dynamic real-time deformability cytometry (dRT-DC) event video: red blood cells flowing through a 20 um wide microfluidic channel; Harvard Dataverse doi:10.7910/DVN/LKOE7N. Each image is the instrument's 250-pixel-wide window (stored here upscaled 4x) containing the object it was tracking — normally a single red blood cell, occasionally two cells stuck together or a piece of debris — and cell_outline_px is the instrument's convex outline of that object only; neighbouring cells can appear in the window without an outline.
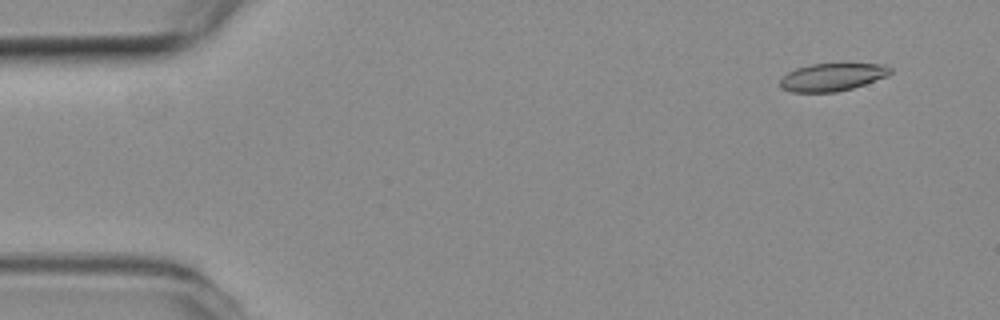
{"species": "common noctule bat (a hibernating species)", "species_latin": "Nyctalus noctula", "temperature_condition": "room temperature", "stored_images_in_passage": 53, "camera_frame_rate_fps": 3000, "um_per_image_px": 0.085, "animal": {"sex": "female", "body_mass_g": 19.3, "forearm_length_mm": 54.1}, "frame": {"image": 1, "passage_image": 4, "time_ms": 1.0, "image_size_px": [1000, 320], "cell_outline_px": [[892, 72], [888, 76], [852, 88], [836, 92], [792, 92], [780, 88], [780, 80], [788, 72], [796, 68], [812, 64], [884, 64], [892, 68]], "centroid_in_image_um": [70.75, 6.55], "position_along_channel_um": 14.3, "area_um2": 17.74}}
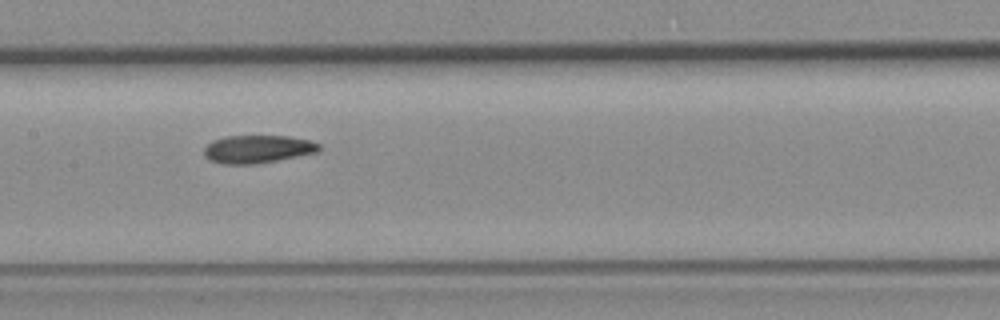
{"frame": {"image": 2, "passage_image": 26, "time_ms": 8.333, "image_size_px": [1000, 320], "cell_outline_px": [[320, 148], [316, 152], [256, 164], [224, 164], [208, 160], [204, 156], [204, 148], [212, 140], [224, 136], [288, 136], [308, 140], [320, 144]], "centroid_in_image_um": [21.83, 12.67], "position_along_channel_um": 185.6, "area_um2": 18.61}}
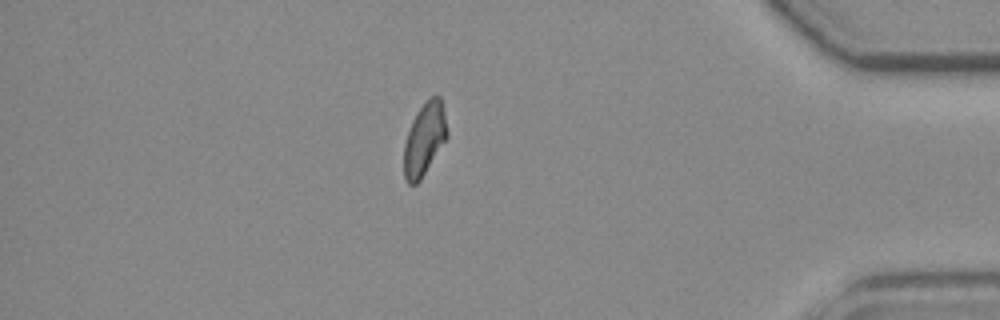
{"frame": {"image": 3, "passage_image": 46, "time_ms": 15.0, "image_size_px": [1000, 320], "cell_outline_px": [[448, 136], [420, 180], [416, 184], [408, 184], [404, 176], [404, 144], [412, 120], [416, 112], [436, 92], [440, 96], [448, 132]], "centroid_in_image_um": [36.07, 11.82], "position_along_channel_um": 399.1, "area_um2": 18.03}, "authors_computed_cell_mechanics": {"area_um2": 18.9006, "velocity_mm_per_s": 3.8341, "shape_relaxation_time_tau1_ms": null, "shape_relaxation_time_tau2_ms": 2.6088, "deformation_change_tau1": null, "deformation_change_tau2": 0.0791}}